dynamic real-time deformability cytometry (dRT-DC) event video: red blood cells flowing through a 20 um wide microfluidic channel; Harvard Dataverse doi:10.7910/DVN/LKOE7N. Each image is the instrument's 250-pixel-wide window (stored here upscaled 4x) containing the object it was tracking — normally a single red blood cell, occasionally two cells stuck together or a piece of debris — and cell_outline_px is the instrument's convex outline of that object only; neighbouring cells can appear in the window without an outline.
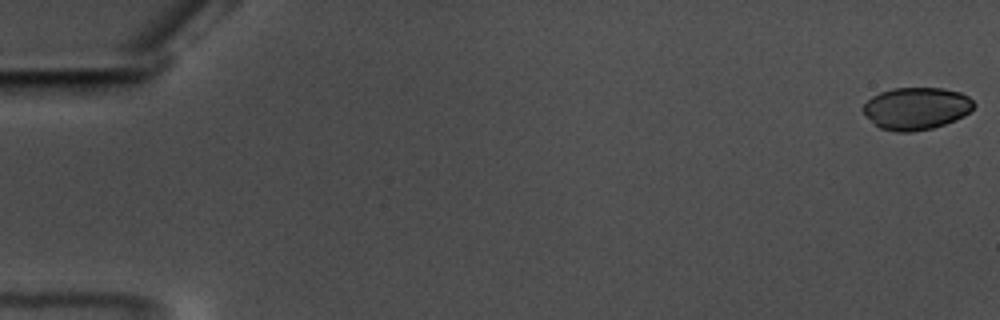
{"species": "common noctule bat (a hibernating species)", "species_latin": "Nyctalus noctula", "temperature_condition": "warm", "stored_images_in_passage": 59, "camera_frame_rate_fps": 3000, "um_per_image_px": 0.085, "animal": {"sex": "male", "body_mass_g": 17.5, "forearm_length_mm": 52.3}, "frame": {"image": 1, "passage_image": 1, "time_ms": 0.0, "image_size_px": [1000, 320], "cell_outline_px": [[976, 104], [964, 116], [956, 120], [932, 128], [912, 132], [896, 132], [880, 128], [860, 108], [872, 96], [880, 92], [892, 88], [944, 88], [960, 92], [968, 96]], "centroid_in_image_um": [77.89, 9.21], "position_along_channel_um": 7.1, "area_um2": 27.22}}
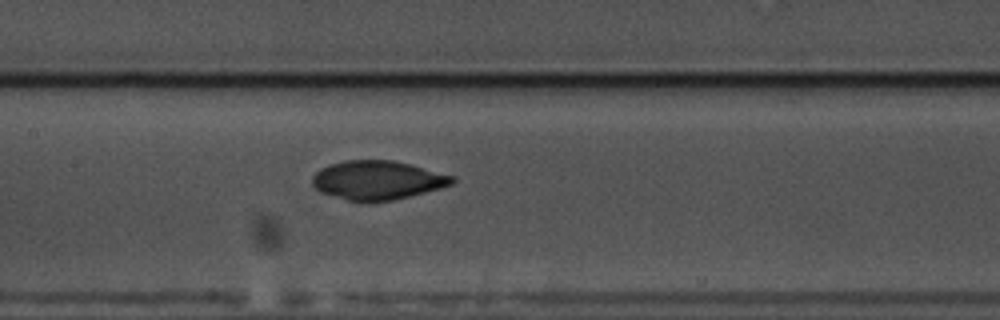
{"frame": {"image": 2, "passage_image": 29, "time_ms": 9.333, "image_size_px": [1000, 320], "cell_outline_px": [[456, 180], [452, 184], [440, 188], [392, 200], [368, 204], [360, 204], [320, 192], [312, 184], [312, 176], [320, 168], [328, 164], [344, 160], [392, 160], [412, 164], [456, 176]], "centroid_in_image_um": [32.07, 15.33], "position_along_channel_um": 175.3, "area_um2": 32.37}}
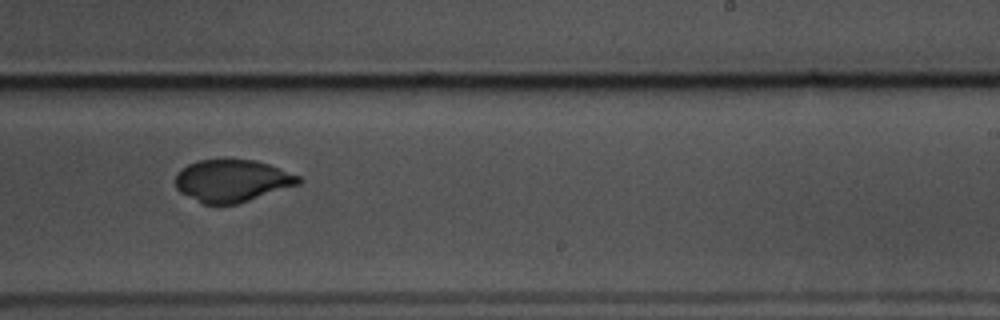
{"frame": {"image": 3, "passage_image": 37, "time_ms": 12.0, "image_size_px": [1000, 320], "cell_outline_px": [[304, 180], [300, 184], [236, 204], [204, 204], [180, 192], [176, 188], [176, 172], [188, 164], [200, 160], [252, 160], [268, 164], [300, 176]], "centroid_in_image_um": [19.73, 15.36], "position_along_channel_um": 269.3, "area_um2": 30.06}}